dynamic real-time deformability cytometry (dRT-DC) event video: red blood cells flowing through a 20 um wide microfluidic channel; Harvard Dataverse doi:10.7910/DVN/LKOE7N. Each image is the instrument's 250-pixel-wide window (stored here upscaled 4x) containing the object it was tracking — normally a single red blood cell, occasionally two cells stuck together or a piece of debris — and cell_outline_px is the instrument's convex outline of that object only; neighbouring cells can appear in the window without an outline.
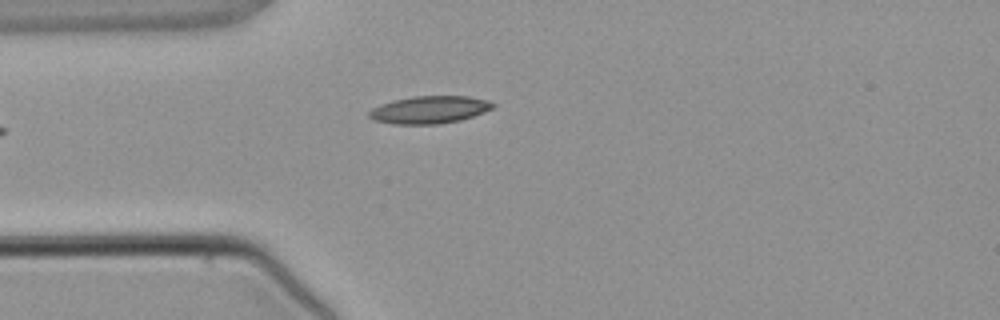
{"species": "common noctule bat (a hibernating species)", "species_latin": "Nyctalus noctula", "temperature_condition": "warm", "stored_images_in_passage": 2, "camera_frame_rate_fps": 3000, "um_per_image_px": 0.085, "animal": {"sex": "male", "body_mass_g": 21.5, "forearm_length_mm": 52.0}, "frame": {"image": 1, "passage_image": 2, "time_ms": 1.333, "image_size_px": [1000, 320], "cell_outline_px": [[496, 104], [492, 108], [484, 112], [460, 120], [440, 124], [392, 124], [376, 120], [368, 116], [368, 112], [372, 108], [380, 104], [412, 96], [468, 96], [488, 100]], "centroid_in_image_um": [36.51, 9.32], "position_along_channel_um": 48.5, "area_um2": 19.77}}